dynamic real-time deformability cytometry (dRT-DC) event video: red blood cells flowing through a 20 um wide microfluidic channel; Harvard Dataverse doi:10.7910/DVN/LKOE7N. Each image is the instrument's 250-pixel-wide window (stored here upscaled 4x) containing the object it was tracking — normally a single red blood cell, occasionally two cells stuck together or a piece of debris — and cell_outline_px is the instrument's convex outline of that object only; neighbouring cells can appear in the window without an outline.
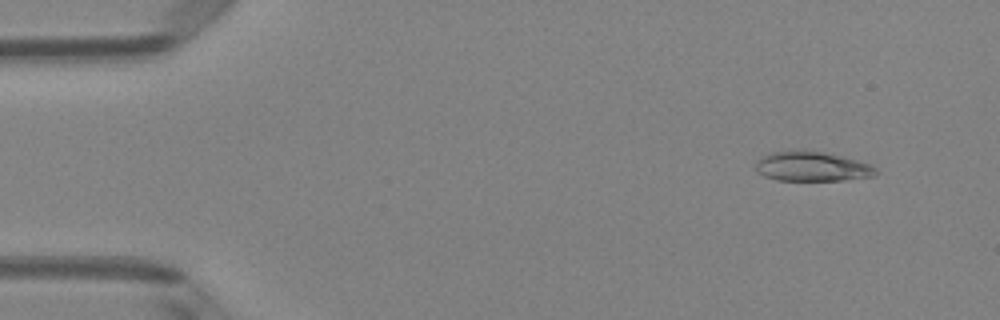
{"species": "Egyptian fruit bat (a non-hibernating species)", "species_latin": "Rousettus aegyptiacus", "temperature_condition": "room temperature", "stored_images_in_passage": 51, "camera_frame_rate_fps": 3000, "um_per_image_px": 0.085, "animal": {"sex": "female"}, "frame": {"image": 1, "passage_image": 5, "time_ms": 1.333, "image_size_px": [1000, 320], "cell_outline_px": [[880, 172], [876, 176], [844, 180], [776, 180], [764, 176], [756, 172], [756, 160], [760, 156], [772, 152], [796, 148], [804, 148], [824, 152], [872, 164]], "centroid_in_image_um": [69.0, 14.12], "position_along_channel_um": 16.0, "area_um2": 21.44}}
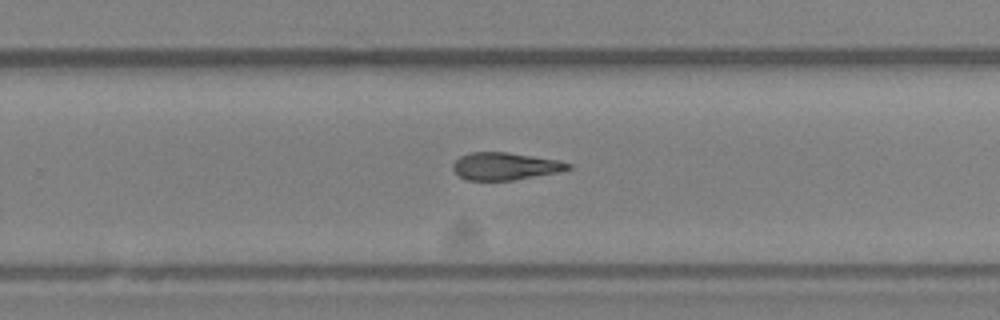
{"frame": {"image": 2, "passage_image": 33, "time_ms": 10.667, "image_size_px": [1000, 320], "cell_outline_px": [[572, 168], [556, 172], [512, 180], [468, 180], [460, 176], [452, 168], [452, 164], [460, 156], [468, 152], [508, 152], [560, 160], [572, 164]], "centroid_in_image_um": [42.93, 14.11], "position_along_channel_um": 286.9, "area_um2": 18.32}}
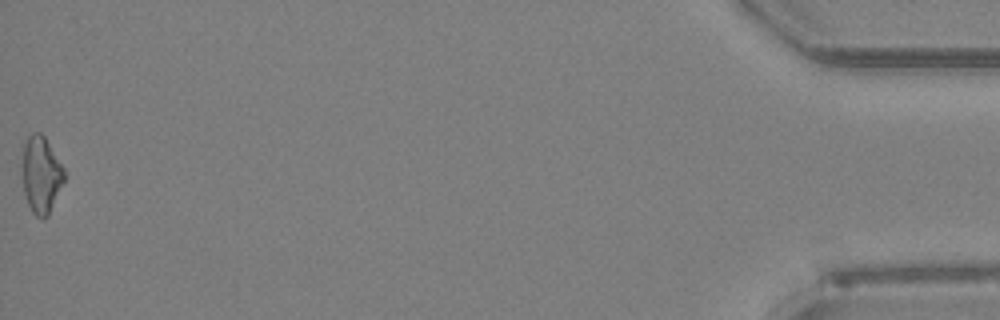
{"frame": {"image": 3, "passage_image": 51, "time_ms": 16.667, "image_size_px": [1000, 320], "cell_outline_px": [[64, 180], [48, 216], [36, 216], [32, 212], [28, 204], [24, 192], [20, 172], [20, 144], [32, 132], [40, 132], [44, 136], [64, 168]], "centroid_in_image_um": [3.41, 14.76], "position_along_channel_um": 431.8, "area_um2": 19.36}, "authors_computed_cell_mechanics": {"area_um2": 19.363, "velocity_mm_per_s": 4.0378, "shape_relaxation_time_tau1_ms": null, "shape_relaxation_time_tau2_ms": 9.0395, "deformation_change_tau1": null, "deformation_change_tau2": 0.233}}